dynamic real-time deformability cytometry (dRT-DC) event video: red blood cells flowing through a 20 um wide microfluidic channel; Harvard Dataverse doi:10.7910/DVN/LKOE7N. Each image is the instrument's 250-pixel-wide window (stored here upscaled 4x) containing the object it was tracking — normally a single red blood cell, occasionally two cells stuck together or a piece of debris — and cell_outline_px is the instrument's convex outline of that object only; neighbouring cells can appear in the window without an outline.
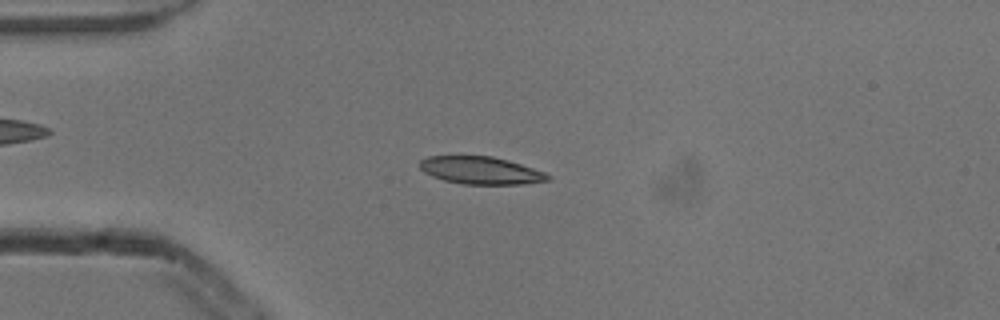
{"species": "common noctule bat (a hibernating species)", "species_latin": "Nyctalus noctula", "temperature_condition": "cold", "stored_images_in_passage": 5, "camera_frame_rate_fps": 3000, "um_per_image_px": 0.085, "animal": {"sex": "male", "body_mass_g": 13.3}, "frame": {"image": 1, "passage_image": 2, "time_ms": 0.333, "image_size_px": [1000, 320], "cell_outline_px": [[552, 176], [548, 180], [524, 184], [460, 184], [444, 180], [432, 176], [424, 172], [420, 168], [420, 160], [428, 156], [492, 156], [508, 160], [544, 172]], "centroid_in_image_um": [40.85, 14.49], "position_along_channel_um": 44.2, "area_um2": 20.46}}
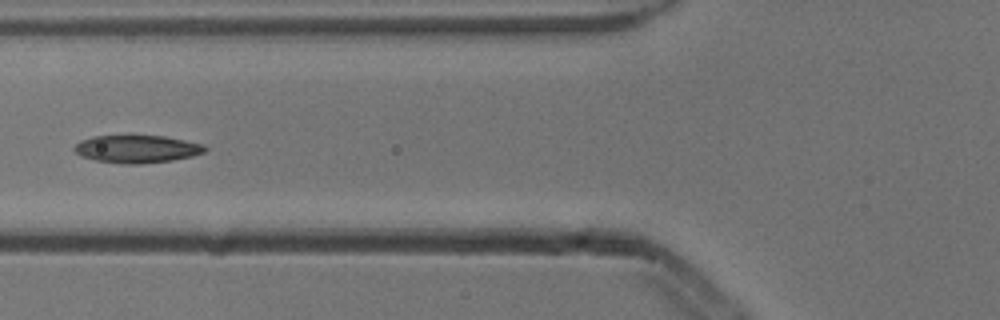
{"frame": {"image": 2, "passage_image": 4, "time_ms": 1.0, "image_size_px": [1000, 320], "cell_outline_px": [[208, 148], [204, 152], [192, 156], [172, 160], [140, 164], [124, 164], [96, 160], [80, 156], [72, 148], [80, 140], [92, 136], [132, 132], [164, 136], [204, 144]], "centroid_in_image_um": [11.6, 12.61], "position_along_channel_um": 114.2, "area_um2": 22.08}}
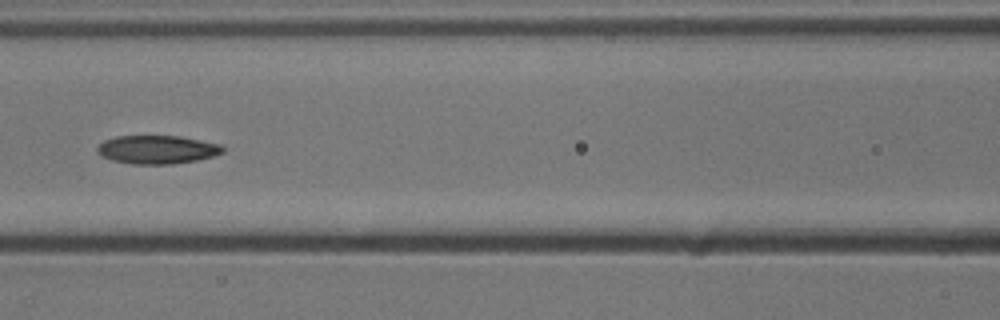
{"frame": {"image": 3, "passage_image": 5, "time_ms": 1.333, "image_size_px": [1000, 320], "cell_outline_px": [[224, 152], [212, 156], [196, 160], [172, 164], [132, 164], [112, 160], [96, 152], [96, 148], [104, 140], [116, 136], [180, 136], [220, 144], [224, 148]], "centroid_in_image_um": [13.35, 12.71], "position_along_channel_um": 153.3, "area_um2": 20.69}}